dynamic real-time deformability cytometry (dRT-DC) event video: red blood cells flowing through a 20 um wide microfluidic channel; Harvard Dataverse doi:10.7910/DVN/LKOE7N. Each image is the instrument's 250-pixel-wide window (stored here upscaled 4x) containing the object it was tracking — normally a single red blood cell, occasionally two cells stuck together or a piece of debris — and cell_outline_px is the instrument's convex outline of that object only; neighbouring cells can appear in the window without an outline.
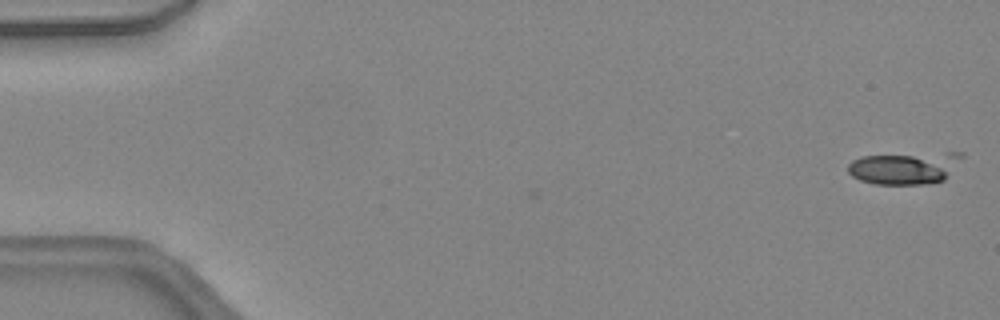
{"species": "common noctule bat (a hibernating species)", "species_latin": "Nyctalus noctula", "temperature_condition": "warm", "stored_images_in_passage": 2, "camera_frame_rate_fps": 3000, "um_per_image_px": 0.085, "animal": {"sex": "female", "body_mass_g": 24.6, "forearm_length_mm": 56.2}, "frame": {"image": 1, "passage_image": 2, "time_ms": 0.333, "image_size_px": [1000, 320], "cell_outline_px": [[964, 156], [944, 180], [924, 184], [876, 184], [860, 180], [852, 176], [848, 172], [848, 164], [852, 160], [860, 156], [944, 152], [964, 152]], "centroid_in_image_um": [76.9, 14.26], "position_along_channel_um": 8.1, "area_um2": 21.5}}